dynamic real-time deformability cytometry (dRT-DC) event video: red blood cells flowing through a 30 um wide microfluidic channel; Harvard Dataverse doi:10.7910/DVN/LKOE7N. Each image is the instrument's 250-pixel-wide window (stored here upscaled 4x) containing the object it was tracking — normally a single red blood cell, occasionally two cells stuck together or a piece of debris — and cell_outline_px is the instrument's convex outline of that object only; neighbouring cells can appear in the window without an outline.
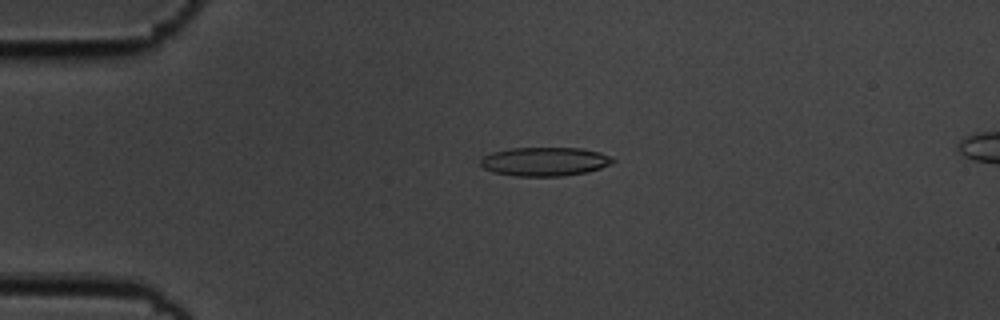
{"species": "common noctule bat (a hibernating species)", "species_latin": "Nyctalus noctula", "temperature_condition": "cold", "stored_images_in_passage": 6, "camera_frame_rate_fps": 3000, "um_per_image_px": 0.085, "animal": {"sex": "male", "body_mass_g": 19.5, "forearm_length_mm": 54.6}, "frame": {"image": 1, "passage_image": 4, "time_ms": 1.0, "image_size_px": [1000, 320], "cell_outline_px": [[616, 160], [612, 164], [588, 172], [564, 176], [516, 176], [492, 172], [484, 168], [480, 164], [480, 160], [484, 156], [492, 152], [512, 148], [580, 148], [600, 152], [612, 156]], "centroid_in_image_um": [46.34, 13.73], "position_along_channel_um": 38.7, "area_um2": 22.37}}